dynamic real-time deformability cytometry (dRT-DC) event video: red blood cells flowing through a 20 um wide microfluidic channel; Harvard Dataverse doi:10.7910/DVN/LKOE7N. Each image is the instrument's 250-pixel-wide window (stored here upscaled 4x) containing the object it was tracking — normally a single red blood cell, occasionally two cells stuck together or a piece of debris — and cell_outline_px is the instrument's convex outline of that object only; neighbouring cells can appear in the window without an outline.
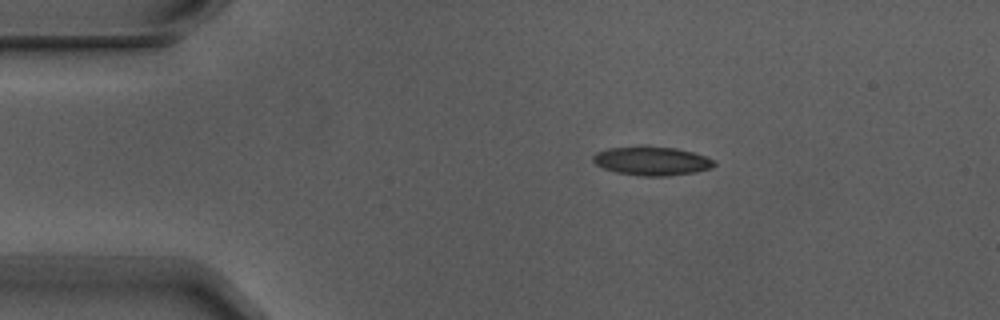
{"species": "Egyptian fruit bat (a non-hibernating species)", "species_latin": "Rousettus aegyptiacus", "temperature_condition": "warm", "stored_images_in_passage": 3, "camera_frame_rate_fps": 3000, "um_per_image_px": 0.085, "animal": {"sex": "male"}, "frame": {"image": 1, "passage_image": 2, "time_ms": 0.333, "image_size_px": [1000, 320], "cell_outline_px": [[716, 164], [712, 168], [692, 172], [668, 176], [644, 176], [616, 172], [604, 168], [596, 164], [592, 160], [592, 156], [596, 152], [608, 148], [644, 144], [676, 148], [692, 152], [716, 160]], "centroid_in_image_um": [55.38, 13.65], "position_along_channel_um": 29.6, "area_um2": 20.69}}